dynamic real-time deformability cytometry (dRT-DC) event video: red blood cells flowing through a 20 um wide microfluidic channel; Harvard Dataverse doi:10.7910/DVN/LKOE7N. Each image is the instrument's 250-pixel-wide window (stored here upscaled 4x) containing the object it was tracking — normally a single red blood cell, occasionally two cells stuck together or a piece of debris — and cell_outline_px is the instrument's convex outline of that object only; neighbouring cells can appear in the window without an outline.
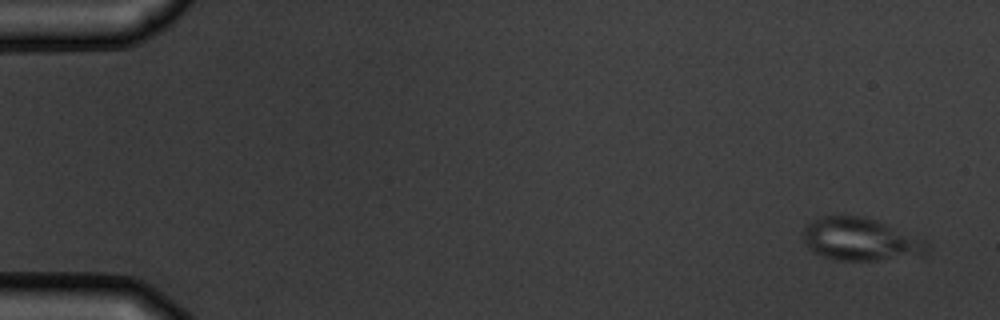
{"species": "common noctule bat (a hibernating species)", "species_latin": "Nyctalus noctula", "temperature_condition": "warm", "stored_images_in_passage": 5, "camera_frame_rate_fps": 3000, "um_per_image_px": 0.085, "animal": {"sex": "male", "body_mass_g": 19.5, "forearm_length_mm": 54.6}, "frame": {"image": 1, "passage_image": 1, "time_ms": 0.0, "image_size_px": [1000, 320], "cell_outline_px": [[928, 248], [924, 252], [876, 260], [836, 260], [824, 256], [808, 248], [804, 240], [804, 224], [812, 220], [824, 216], [860, 216], [876, 220], [924, 240], [928, 244]], "centroid_in_image_um": [73.03, 20.32], "position_along_channel_um": 12.0, "area_um2": 29.82}}